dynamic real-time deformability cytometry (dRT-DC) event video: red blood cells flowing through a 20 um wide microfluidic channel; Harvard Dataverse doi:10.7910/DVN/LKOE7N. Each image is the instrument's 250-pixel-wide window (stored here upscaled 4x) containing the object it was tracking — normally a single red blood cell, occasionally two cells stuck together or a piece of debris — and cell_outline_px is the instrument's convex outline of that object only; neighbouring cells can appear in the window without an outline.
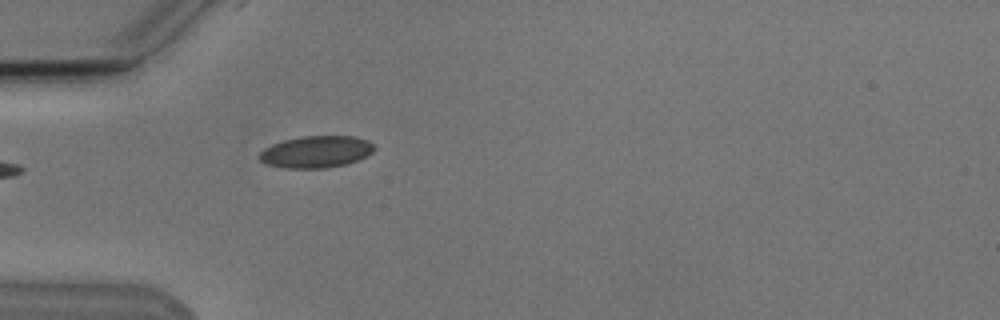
{"species": "Egyptian fruit bat (a non-hibernating species)", "species_latin": "Rousettus aegyptiacus", "temperature_condition": "cold", "stored_images_in_passage": 2, "camera_frame_rate_fps": 3000, "um_per_image_px": 0.085, "animal": {"sex": "male"}, "frame": {"image": 1, "passage_image": 2, "time_ms": 1.0, "image_size_px": [1000, 320], "cell_outline_px": [[376, 148], [372, 152], [356, 160], [344, 164], [324, 168], [284, 168], [264, 164], [256, 156], [264, 148], [272, 144], [284, 140], [300, 136], [356, 136], [368, 140]], "centroid_in_image_um": [26.82, 12.9], "position_along_channel_um": 58.2, "area_um2": 21.39}}